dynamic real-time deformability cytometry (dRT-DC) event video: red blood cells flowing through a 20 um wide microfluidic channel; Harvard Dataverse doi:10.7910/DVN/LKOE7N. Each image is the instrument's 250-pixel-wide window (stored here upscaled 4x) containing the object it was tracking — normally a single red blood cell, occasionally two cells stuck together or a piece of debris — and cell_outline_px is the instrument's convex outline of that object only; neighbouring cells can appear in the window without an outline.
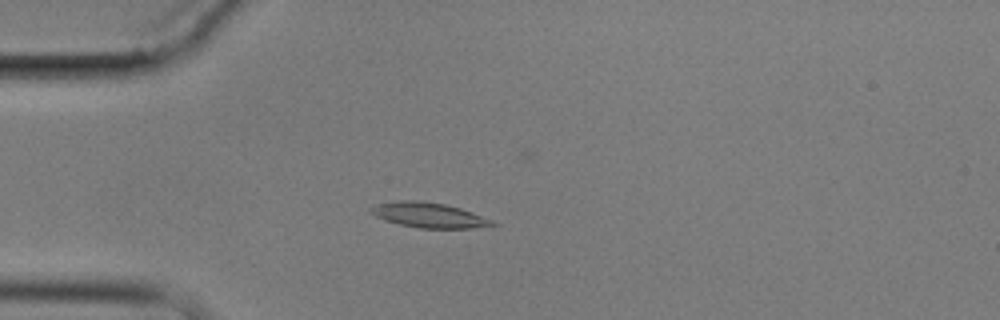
{"species": "common noctule bat (a hibernating species)", "species_latin": "Nyctalus noctula", "temperature_condition": "cold", "stored_images_in_passage": 6, "camera_frame_rate_fps": 3000, "um_per_image_px": 0.085, "animal": {"sex": "male", "body_mass_g": 17.9}, "frame": {"image": 1, "passage_image": 5, "time_ms": 4.667, "image_size_px": [1000, 320], "cell_outline_px": [[496, 224], [472, 228], [420, 228], [400, 224], [384, 220], [368, 212], [368, 208], [380, 204], [400, 200], [416, 200], [444, 204], [460, 208], [472, 212], [492, 220]], "centroid_in_image_um": [36.41, 18.28], "position_along_channel_um": 48.6, "area_um2": 17.46}}